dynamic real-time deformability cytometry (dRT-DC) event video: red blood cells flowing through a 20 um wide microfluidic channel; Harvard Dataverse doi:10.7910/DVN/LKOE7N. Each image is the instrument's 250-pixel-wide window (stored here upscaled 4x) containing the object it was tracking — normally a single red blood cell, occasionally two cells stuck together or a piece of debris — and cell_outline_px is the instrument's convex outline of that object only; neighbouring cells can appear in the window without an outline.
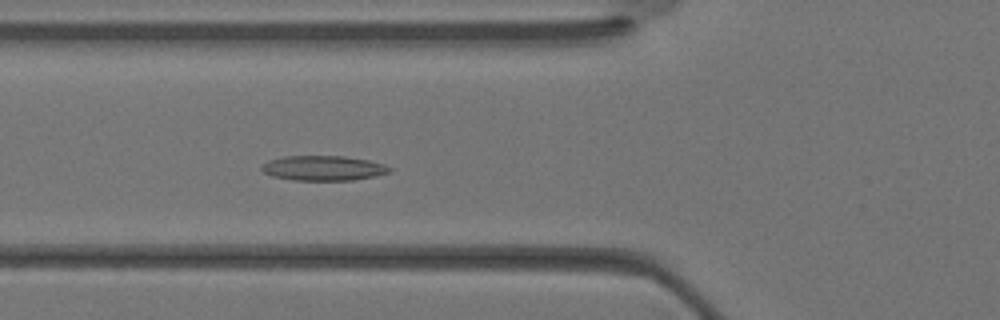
{"species": "Egyptian fruit bat (a non-hibernating species)", "species_latin": "Rousettus aegyptiacus", "temperature_condition": "warm", "stored_images_in_passage": 36, "camera_frame_rate_fps": 3000, "um_per_image_px": 0.085, "animal": {"sex": "female"}, "frame": {"image": 1, "passage_image": 13, "time_ms": 4.0, "image_size_px": [1000, 320], "cell_outline_px": [[392, 172], [376, 176], [352, 180], [292, 180], [272, 176], [264, 172], [260, 168], [268, 160], [284, 156], [344, 156], [368, 160], [384, 164], [392, 168]], "centroid_in_image_um": [27.51, 14.29], "position_along_channel_um": 98.3, "area_um2": 18.61}}
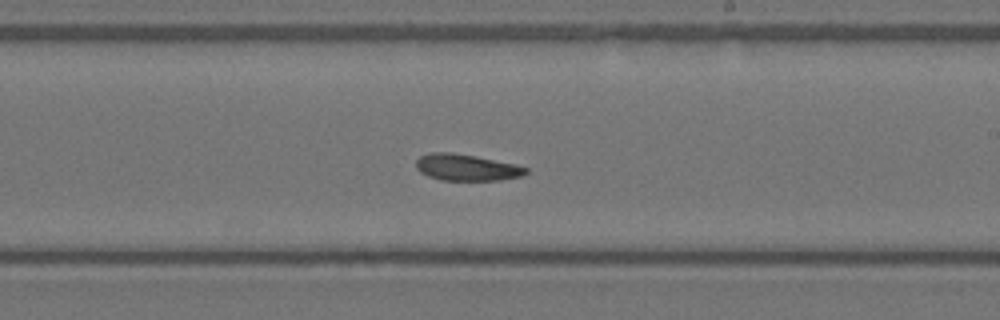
{"frame": {"image": 2, "passage_image": 21, "time_ms": 6.667, "image_size_px": [1000, 320], "cell_outline_px": [[528, 172], [524, 176], [500, 180], [440, 180], [428, 176], [420, 172], [416, 168], [416, 160], [420, 156], [432, 152], [452, 152], [476, 156], [516, 164], [528, 168]], "centroid_in_image_um": [39.67, 14.23], "position_along_channel_um": 249.3, "area_um2": 17.11}}
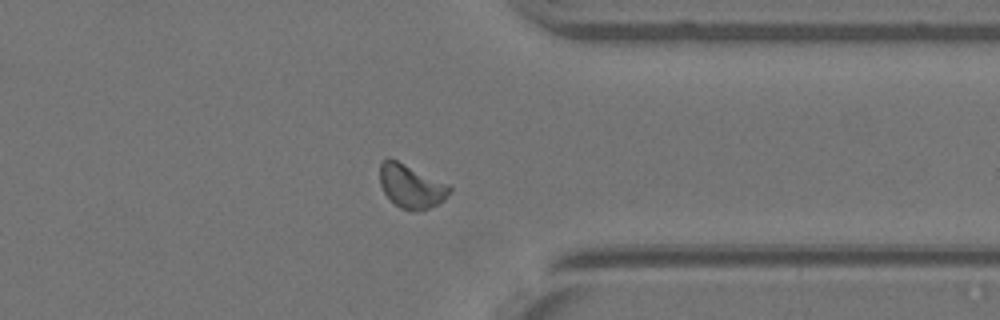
{"frame": {"image": 3, "passage_image": 28, "time_ms": 9.0, "image_size_px": [1000, 320], "cell_outline_px": [[452, 192], [444, 200], [428, 208], [400, 208], [384, 192], [380, 184], [380, 164], [388, 156], [448, 184], [452, 188]], "centroid_in_image_um": [34.95, 15.78], "position_along_channel_um": 376.5, "area_um2": 17.22}}